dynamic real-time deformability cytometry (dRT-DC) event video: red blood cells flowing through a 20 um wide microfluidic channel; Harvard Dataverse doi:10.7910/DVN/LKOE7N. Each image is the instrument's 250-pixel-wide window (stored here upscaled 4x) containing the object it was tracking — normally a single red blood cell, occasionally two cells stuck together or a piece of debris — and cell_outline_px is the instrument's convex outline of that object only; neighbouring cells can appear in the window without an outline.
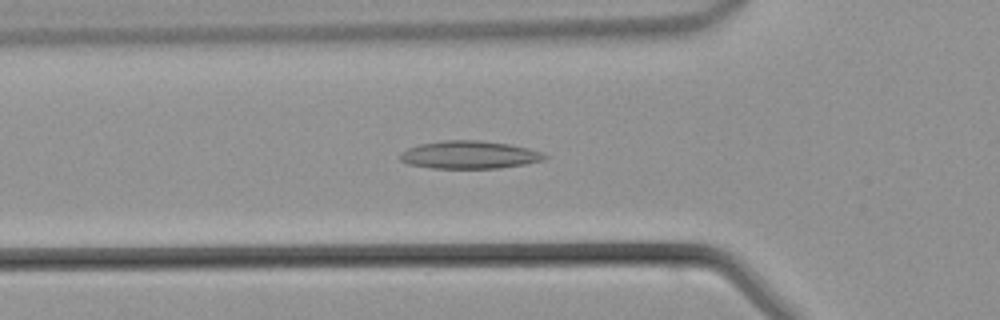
{"species": "common noctule bat (a hibernating species)", "species_latin": "Nyctalus noctula", "temperature_condition": "warm", "stored_images_in_passage": 39, "camera_frame_rate_fps": 3000, "um_per_image_px": 0.085, "animal": {"sex": "male", "body_mass_g": 21.5, "forearm_length_mm": 52.0}, "frame": {"image": 1, "passage_image": 14, "time_ms": 4.333, "image_size_px": [1000, 320], "cell_outline_px": [[548, 156], [544, 160], [524, 164], [500, 168], [432, 168], [408, 164], [400, 160], [400, 152], [408, 148], [420, 144], [444, 140], [480, 140], [508, 144], [528, 148], [544, 152]], "centroid_in_image_um": [39.91, 13.16], "position_along_channel_um": 85.9, "area_um2": 23.47}}
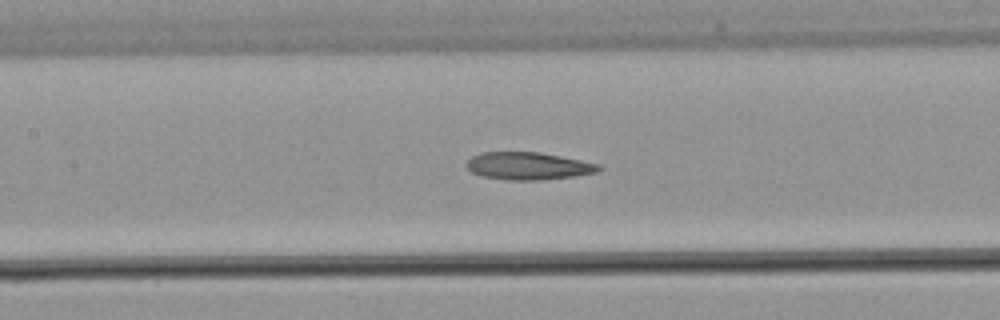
{"frame": {"image": 2, "passage_image": 19, "time_ms": 6.0, "image_size_px": [1000, 320], "cell_outline_px": [[600, 168], [596, 172], [576, 176], [544, 180], [508, 180], [480, 176], [472, 172], [464, 164], [472, 156], [480, 152], [540, 152], [600, 164]], "centroid_in_image_um": [44.86, 14.11], "position_along_channel_um": 162.5, "area_um2": 21.27}}
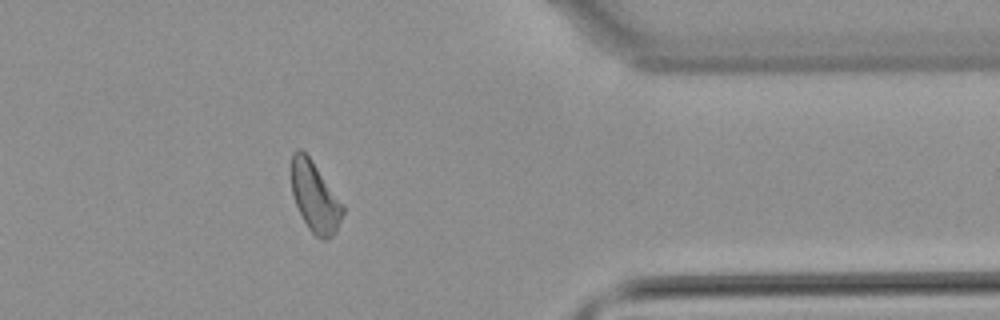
{"frame": {"image": 3, "passage_image": 35, "time_ms": 11.333, "image_size_px": [1000, 320], "cell_outline_px": [[344, 212], [332, 236], [328, 240], [320, 240], [308, 228], [296, 204], [292, 192], [292, 152], [296, 148], [300, 148], [312, 160], [344, 208]], "centroid_in_image_um": [26.74, 16.75], "position_along_channel_um": 384.7, "area_um2": 20.4}}